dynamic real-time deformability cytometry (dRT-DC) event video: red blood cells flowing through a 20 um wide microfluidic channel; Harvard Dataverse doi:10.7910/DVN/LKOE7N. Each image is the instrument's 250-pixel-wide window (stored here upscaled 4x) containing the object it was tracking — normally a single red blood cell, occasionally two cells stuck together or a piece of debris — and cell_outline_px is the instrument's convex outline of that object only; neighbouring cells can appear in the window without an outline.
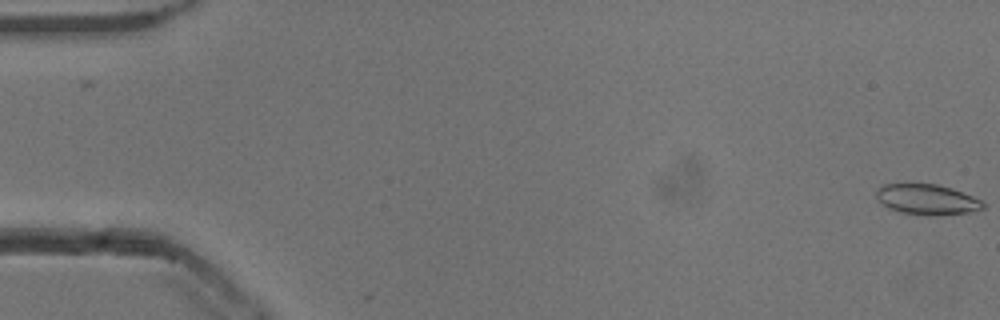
{"species": "common noctule bat (a hibernating species)", "species_latin": "Nyctalus noctula", "temperature_condition": "cold", "stored_images_in_passage": 42, "camera_frame_rate_fps": 3000, "um_per_image_px": 0.085, "animal": {"sex": "male", "body_mass_g": 13.3}, "frame": {"image": 1, "passage_image": 1, "time_ms": 0.0, "image_size_px": [1000, 320], "cell_outline_px": [[984, 208], [968, 212], [900, 212], [888, 208], [876, 196], [876, 188], [884, 184], [936, 184], [952, 188], [984, 200]], "centroid_in_image_um": [78.79, 16.88], "position_along_channel_um": 6.2, "area_um2": 17.92}}
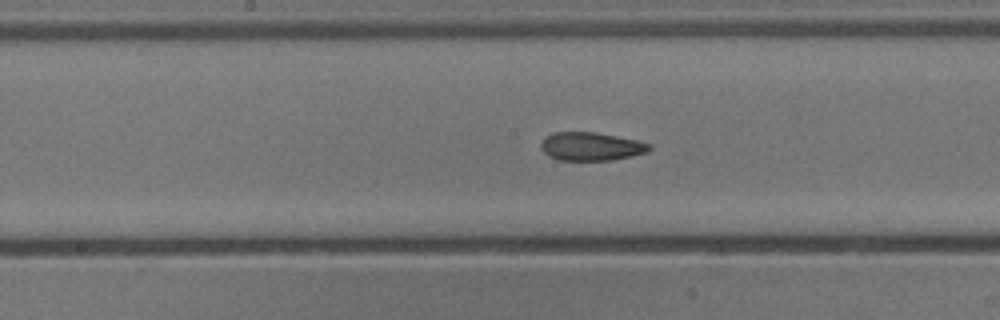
{"frame": {"image": 2, "passage_image": 28, "time_ms": 9.0, "image_size_px": [1000, 320], "cell_outline_px": [[652, 148], [648, 152], [632, 156], [612, 160], [560, 160], [548, 156], [540, 148], [540, 144], [552, 132], [596, 132], [636, 140], [652, 144]], "centroid_in_image_um": [50.27, 12.45], "position_along_channel_um": 197.9, "area_um2": 17.92}}
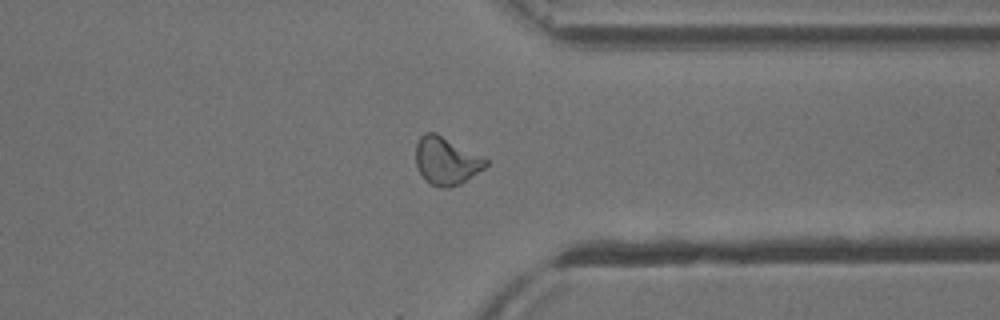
{"frame": {"image": 3, "passage_image": 42, "time_ms": 13.667, "image_size_px": [1000, 320], "cell_outline_px": [[488, 164], [484, 168], [460, 184], [448, 188], [440, 188], [432, 184], [420, 172], [416, 164], [416, 144], [420, 136], [424, 132], [436, 132], [488, 160]], "centroid_in_image_um": [37.92, 13.66], "position_along_channel_um": 373.5, "area_um2": 19.13}, "authors_computed_cell_mechanics": {"area_um2": 18.4671, "velocity_mm_per_s": 3.8384, "shape_relaxation_time_tau1_ms": 5.6048, "shape_relaxation_time_tau2_ms": 2.7942, "deformation_change_tau1": 0.1727, "deformation_change_tau2": 0.097}}